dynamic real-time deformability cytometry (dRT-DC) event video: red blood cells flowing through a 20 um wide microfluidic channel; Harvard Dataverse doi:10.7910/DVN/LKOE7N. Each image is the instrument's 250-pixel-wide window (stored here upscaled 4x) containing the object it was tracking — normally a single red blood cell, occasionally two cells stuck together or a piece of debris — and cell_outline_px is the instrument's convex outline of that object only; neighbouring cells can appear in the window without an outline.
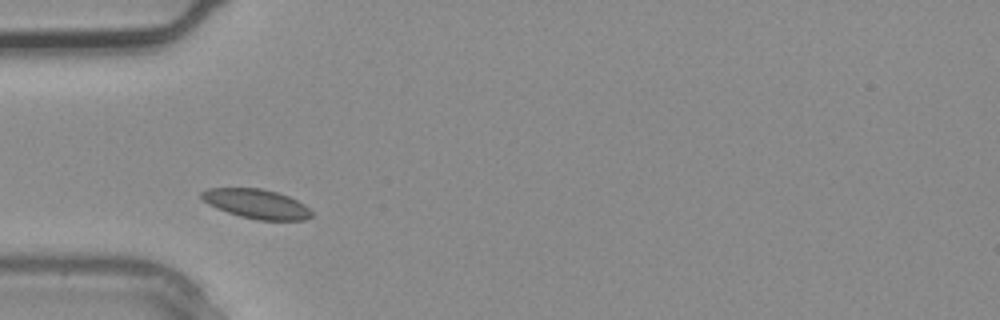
{"species": "common noctule bat (a hibernating species)", "species_latin": "Nyctalus noctula", "temperature_condition": "warm", "stored_images_in_passage": 1, "camera_frame_rate_fps": 3000, "um_per_image_px": 0.085, "animal": {"sex": "male", "body_mass_g": 20.4}, "frame": {"image": 1, "passage_image": 1, "time_ms": 0.0, "image_size_px": [1000, 320], "cell_outline_px": [[312, 216], [304, 220], [256, 220], [240, 216], [216, 208], [208, 204], [200, 196], [200, 192], [208, 188], [260, 188], [276, 192], [288, 196], [304, 204], [312, 212]], "centroid_in_image_um": [21.79, 17.33], "position_along_channel_um": 63.2, "area_um2": 18.79}}